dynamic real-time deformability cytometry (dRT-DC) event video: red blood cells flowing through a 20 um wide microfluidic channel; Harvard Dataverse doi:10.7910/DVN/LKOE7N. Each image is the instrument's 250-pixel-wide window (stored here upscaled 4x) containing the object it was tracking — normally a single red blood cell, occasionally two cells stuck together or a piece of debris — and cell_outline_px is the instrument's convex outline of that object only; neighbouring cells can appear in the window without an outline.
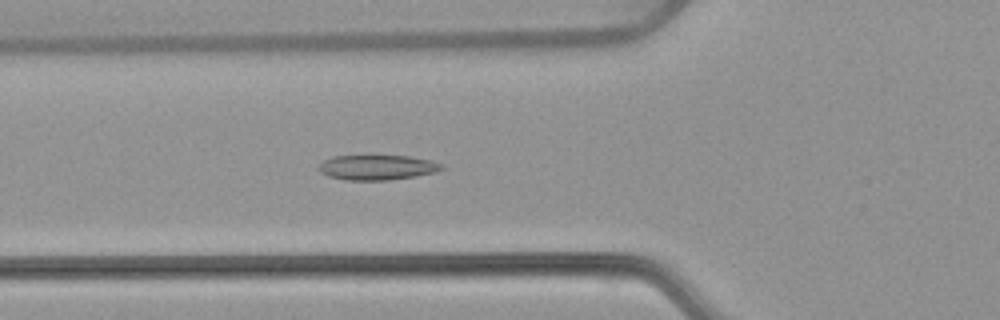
{"species": "common noctule bat (a hibernating species)", "species_latin": "Nyctalus noctula", "temperature_condition": "warm", "stored_images_in_passage": 54, "camera_frame_rate_fps": 3000, "um_per_image_px": 0.085, "animal": {"sex": "female", "body_mass_g": 22.7, "forearm_length_mm": 54.2}, "frame": {"image": 1, "passage_image": 20, "time_ms": 6.333, "image_size_px": [1000, 320], "cell_outline_px": [[444, 168], [436, 172], [416, 176], [388, 180], [344, 180], [328, 176], [320, 172], [320, 164], [324, 160], [332, 156], [408, 156], [432, 160], [440, 164]], "centroid_in_image_um": [32.06, 14.23], "position_along_channel_um": 93.7, "area_um2": 17.8}}
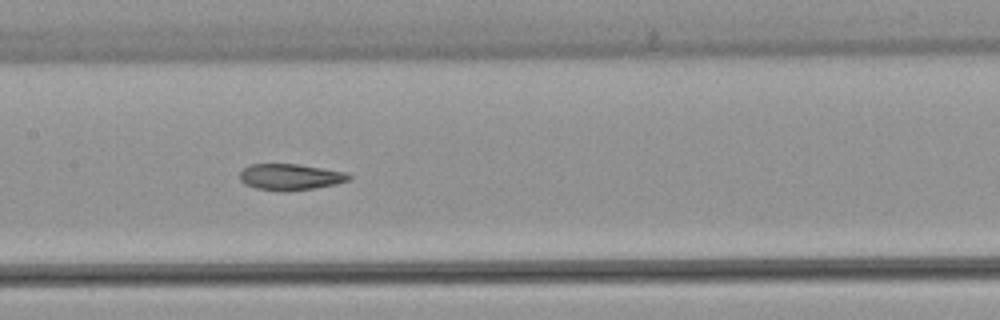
{"frame": {"image": 2, "passage_image": 27, "time_ms": 8.667, "image_size_px": [1000, 320], "cell_outline_px": [[352, 180], [336, 184], [316, 188], [284, 192], [256, 188], [244, 184], [240, 180], [240, 172], [248, 164], [300, 164], [348, 172], [352, 176]], "centroid_in_image_um": [24.72, 15.04], "position_along_channel_um": 182.7, "area_um2": 17.05}}
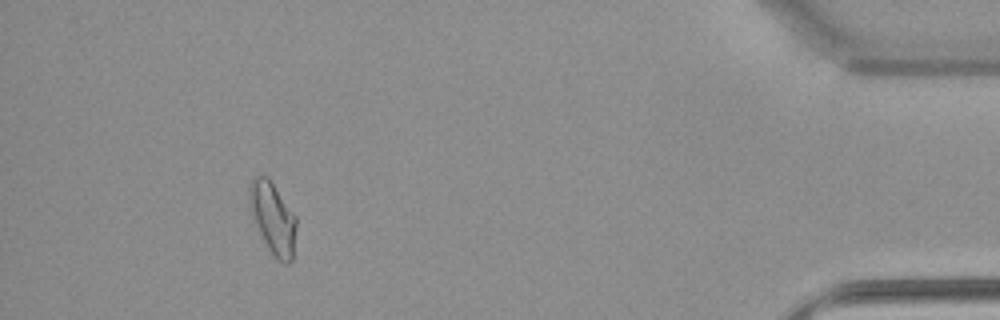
{"frame": {"image": 3, "passage_image": 50, "time_ms": 16.333, "image_size_px": [1000, 320], "cell_outline_px": [[296, 228], [292, 260], [288, 264], [284, 264], [268, 248], [248, 212], [248, 184], [252, 176], [268, 176], [296, 216]], "centroid_in_image_um": [23.14, 18.47], "position_along_channel_um": 412.1, "area_um2": 19.88}, "authors_computed_cell_mechanics": {"area_um2": 18.0336, "velocity_mm_per_s": 3.7946, "shape_relaxation_time_tau1_ms": null, "shape_relaxation_time_tau2_ms": 2.9162, "deformation_change_tau1": null, "deformation_change_tau2": 0.0898}}